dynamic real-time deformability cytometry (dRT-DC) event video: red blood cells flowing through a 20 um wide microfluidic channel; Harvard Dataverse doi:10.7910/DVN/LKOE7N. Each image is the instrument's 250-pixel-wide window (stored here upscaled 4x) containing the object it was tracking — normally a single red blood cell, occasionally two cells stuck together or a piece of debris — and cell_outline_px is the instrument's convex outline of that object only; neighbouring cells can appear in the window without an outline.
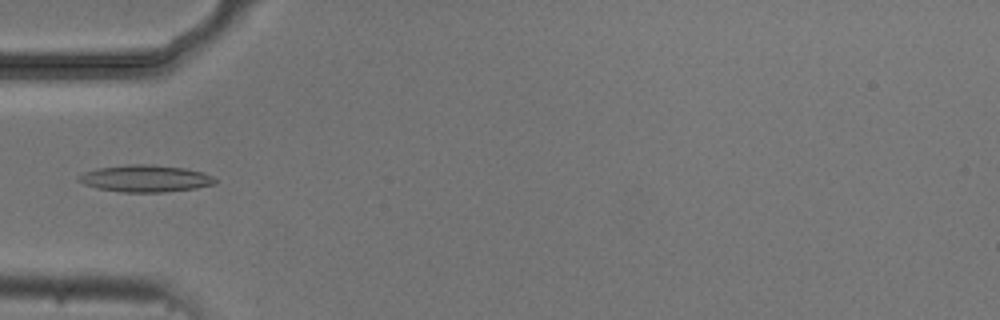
{"species": "common noctule bat (a hibernating species)", "species_latin": "Nyctalus noctula", "temperature_condition": "cold", "stored_images_in_passage": 5, "camera_frame_rate_fps": 3000, "um_per_image_px": 0.085, "animal": {"sex": "male", "body_mass_g": 20.5, "forearm_length_mm": 52.5}, "frame": {"image": 1, "passage_image": 5, "time_ms": 4.667, "image_size_px": [1000, 320], "cell_outline_px": [[216, 184], [196, 188], [164, 192], [124, 192], [96, 188], [84, 184], [76, 180], [76, 176], [84, 172], [96, 168], [128, 164], [152, 164], [184, 168], [204, 172], [212, 176], [216, 180]], "centroid_in_image_um": [12.33, 15.16], "position_along_channel_um": 72.7, "area_um2": 21.62}}